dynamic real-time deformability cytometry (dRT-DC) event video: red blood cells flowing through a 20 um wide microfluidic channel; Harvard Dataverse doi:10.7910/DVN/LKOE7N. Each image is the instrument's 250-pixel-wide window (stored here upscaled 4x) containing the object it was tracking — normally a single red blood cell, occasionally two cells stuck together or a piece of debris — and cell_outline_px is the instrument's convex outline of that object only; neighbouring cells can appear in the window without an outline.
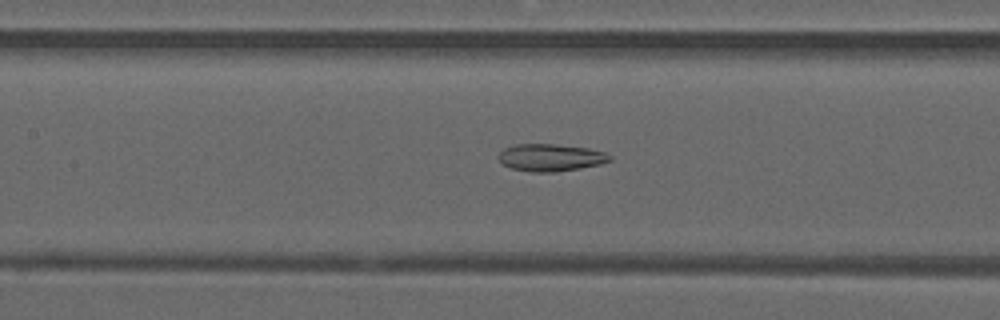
{"species": "common noctule bat (a hibernating species)", "species_latin": "Nyctalus noctula", "temperature_condition": "warm", "stored_images_in_passage": 31, "camera_frame_rate_fps": 3000, "um_per_image_px": 0.085, "animal": {"sex": "male", "forearm_length_mm": 52.5}, "frame": {"image": 1, "passage_image": 11, "time_ms": 3.333, "image_size_px": [1000, 320], "cell_outline_px": [[612, 160], [600, 164], [580, 168], [556, 172], [528, 172], [512, 168], [504, 164], [496, 156], [504, 148], [516, 144], [556, 144], [588, 148], [604, 152], [612, 156]], "centroid_in_image_um": [46.8, 13.39], "position_along_channel_um": 160.6, "area_um2": 17.74}}
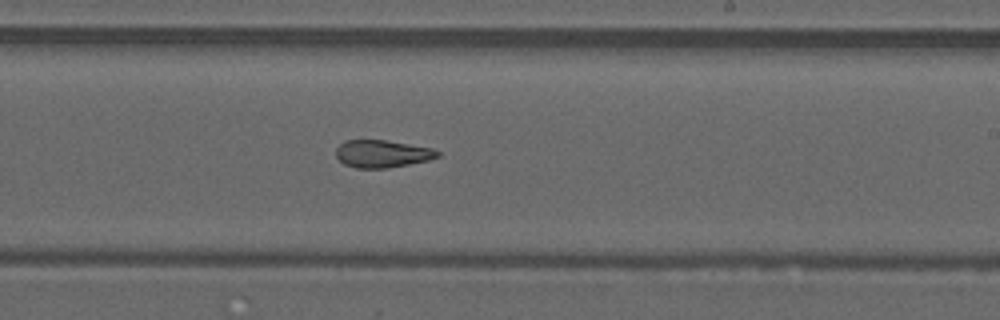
{"frame": {"image": 2, "passage_image": 18, "time_ms": 5.667, "image_size_px": [1000, 320], "cell_outline_px": [[440, 156], [428, 160], [388, 168], [356, 168], [344, 164], [336, 156], [336, 148], [344, 140], [384, 140], [432, 148], [440, 152]], "centroid_in_image_um": [32.47, 13.07], "position_along_channel_um": 256.5, "area_um2": 16.18}}
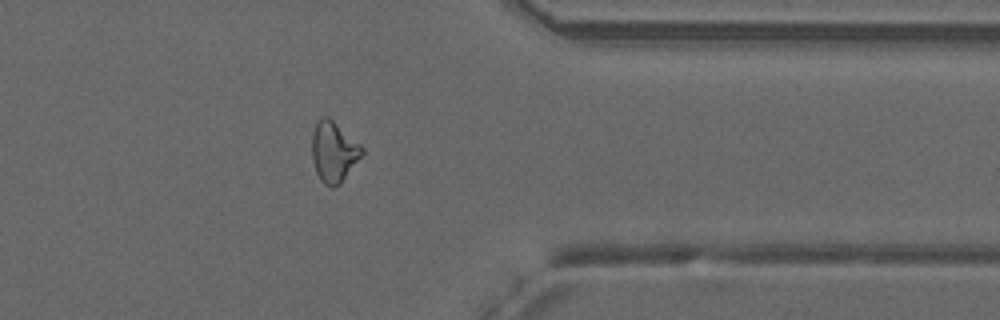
{"frame": {"image": 3, "passage_image": 28, "time_ms": 9.0, "image_size_px": [1000, 320], "cell_outline_px": [[364, 152], [340, 184], [332, 188], [324, 184], [320, 180], [316, 172], [312, 160], [312, 132], [316, 124], [324, 116], [328, 116], [360, 144], [364, 148]], "centroid_in_image_um": [28.35, 12.92], "position_along_channel_um": 383.0, "area_um2": 17.51}}